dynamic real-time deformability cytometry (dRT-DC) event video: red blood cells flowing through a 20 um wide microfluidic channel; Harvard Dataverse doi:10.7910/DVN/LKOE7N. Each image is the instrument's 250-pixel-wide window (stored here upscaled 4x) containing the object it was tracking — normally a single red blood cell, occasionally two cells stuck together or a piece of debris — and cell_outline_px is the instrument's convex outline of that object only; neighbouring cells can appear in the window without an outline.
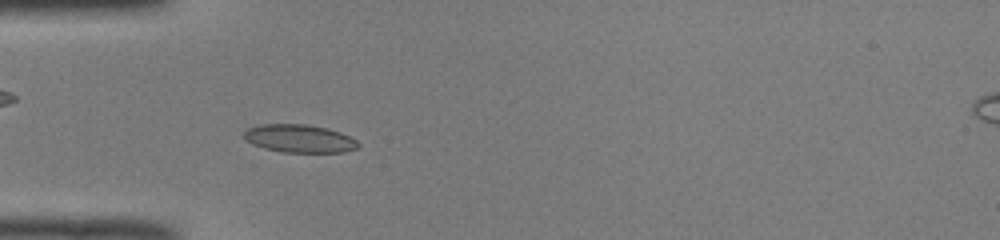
{"species": "common noctule bat (a hibernating species)", "species_latin": "Nyctalus noctula", "temperature_condition": "room temperature", "stored_images_in_passage": 47, "camera_frame_rate_fps": 3000, "um_per_image_px": 0.085, "animal": {"sex": "male", "body_mass_g": 19.0, "forearm_length_mm": 50.8}, "frame": {"image": 1, "passage_image": 12, "time_ms": 3.667, "image_size_px": [1000, 240], "cell_outline_px": [[360, 144], [356, 148], [344, 152], [280, 152], [264, 148], [252, 144], [244, 140], [244, 132], [248, 128], [260, 124], [308, 124], [328, 128], [340, 132], [356, 140]], "centroid_in_image_um": [25.42, 11.77], "position_along_channel_um": 59.6, "area_um2": 18.73}}
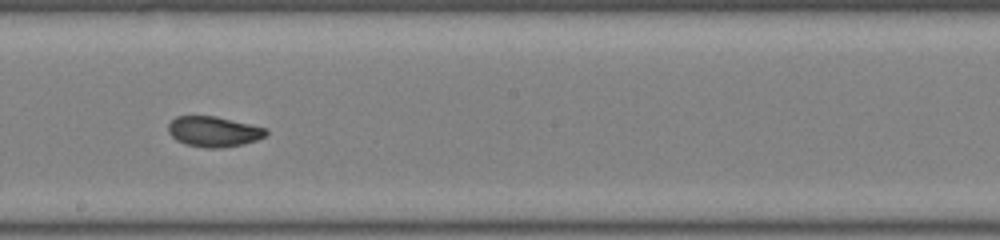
{"frame": {"image": 2, "passage_image": 25, "time_ms": 8.0, "image_size_px": [1000, 240], "cell_outline_px": [[268, 132], [264, 136], [256, 140], [244, 144], [220, 148], [204, 148], [184, 144], [176, 140], [168, 132], [168, 124], [176, 116], [216, 116], [268, 128]], "centroid_in_image_um": [18.16, 11.19], "position_along_channel_um": 230.0, "area_um2": 17.46}}
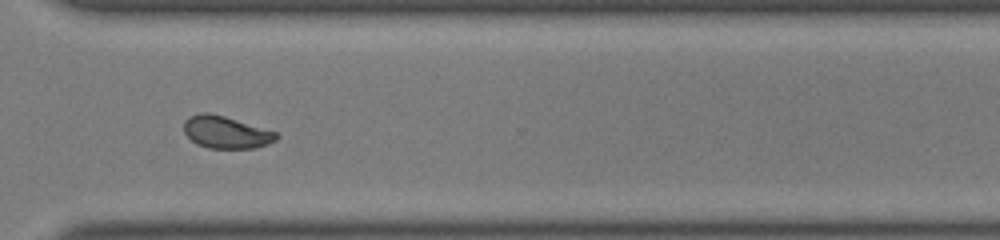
{"frame": {"image": 3, "passage_image": 34, "time_ms": 11.0, "image_size_px": [1000, 240], "cell_outline_px": [[280, 136], [276, 140], [268, 144], [256, 148], [208, 148], [196, 144], [184, 132], [184, 120], [188, 116], [200, 112], [208, 112], [224, 116], [276, 132]], "centroid_in_image_um": [19.19, 11.24], "position_along_channel_um": 351.4, "area_um2": 17.4}, "authors_computed_cell_mechanics": {"area_um2": 17.5134, "velocity_mm_per_s": 4.0191, "shape_relaxation_time_tau1_ms": 10.4953, "shape_relaxation_time_tau2_ms": 1.1115, "deformation_change_tau1": 0.1937, "deformation_change_tau2": 0.0407}}